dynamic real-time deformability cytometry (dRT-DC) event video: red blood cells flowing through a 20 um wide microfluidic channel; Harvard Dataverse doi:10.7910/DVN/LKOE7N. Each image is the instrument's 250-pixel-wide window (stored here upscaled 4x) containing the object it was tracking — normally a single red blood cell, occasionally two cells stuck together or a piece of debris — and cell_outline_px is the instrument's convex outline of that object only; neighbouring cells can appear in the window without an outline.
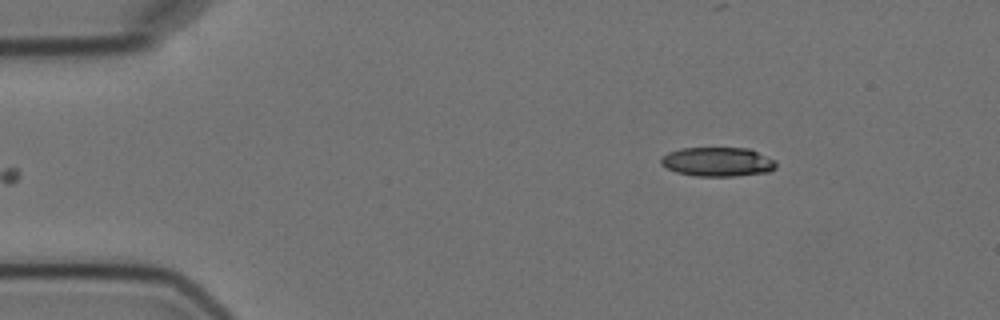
{"species": "Egyptian fruit bat (a non-hibernating species)", "species_latin": "Rousettus aegyptiacus", "temperature_condition": "cold", "stored_images_in_passage": 4, "camera_frame_rate_fps": 3000, "um_per_image_px": 0.085, "animal": {"sex": "female"}, "frame": {"image": 1, "passage_image": 4, "time_ms": 3.333, "image_size_px": [1000, 320], "cell_outline_px": [[776, 168], [768, 172], [736, 176], [696, 176], [676, 172], [660, 164], [660, 160], [668, 152], [680, 148], [748, 148], [776, 160]], "centroid_in_image_um": [61.01, 13.76], "position_along_channel_um": 24.0, "area_um2": 19.59}}